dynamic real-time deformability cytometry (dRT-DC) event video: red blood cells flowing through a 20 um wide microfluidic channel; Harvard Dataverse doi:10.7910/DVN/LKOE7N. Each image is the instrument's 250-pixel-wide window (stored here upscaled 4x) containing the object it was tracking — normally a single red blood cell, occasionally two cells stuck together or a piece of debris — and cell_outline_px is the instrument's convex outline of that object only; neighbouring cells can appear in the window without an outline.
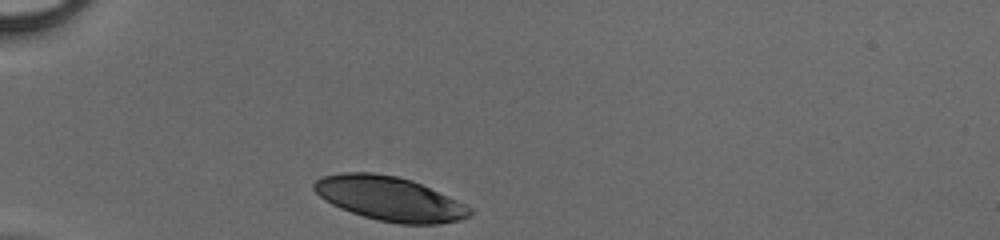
{"species": "human", "species_latin": "Homo sapiens", "temperature_condition": "cold", "stored_images_in_passage": 28, "camera_frame_rate_fps": 3000, "um_per_image_px": 0.085, "donor": {"sex": "male"}, "frame": {"image": 1, "passage_image": 1, "time_ms": 0.0, "image_size_px": [1000, 240], "cell_outline_px": [[476, 212], [460, 220], [440, 224], [400, 224], [380, 220], [364, 216], [340, 208], [324, 200], [312, 188], [312, 184], [320, 176], [340, 172], [372, 172], [396, 176], [412, 180], [456, 200], [472, 208]], "centroid_in_image_um": [33.1, 16.88], "position_along_channel_um": 51.9, "area_um2": 40.11}}
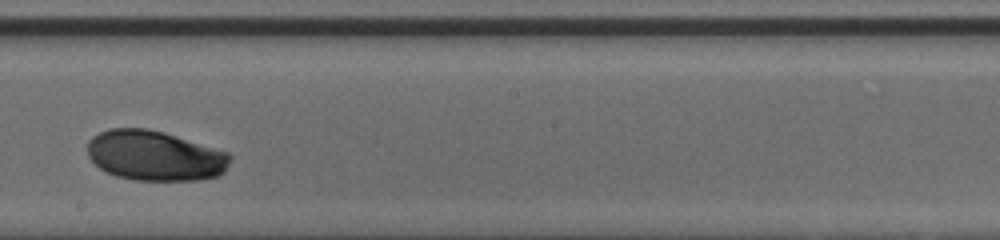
{"frame": {"image": 2, "passage_image": 16, "time_ms": 5.0, "image_size_px": [1000, 240], "cell_outline_px": [[232, 156], [224, 172], [216, 176], [200, 180], [132, 180], [116, 176], [100, 168], [88, 156], [88, 140], [92, 136], [108, 128], [148, 128], [164, 132], [228, 152]], "centroid_in_image_um": [13.15, 13.22], "position_along_channel_um": 235.0, "area_um2": 41.67}}
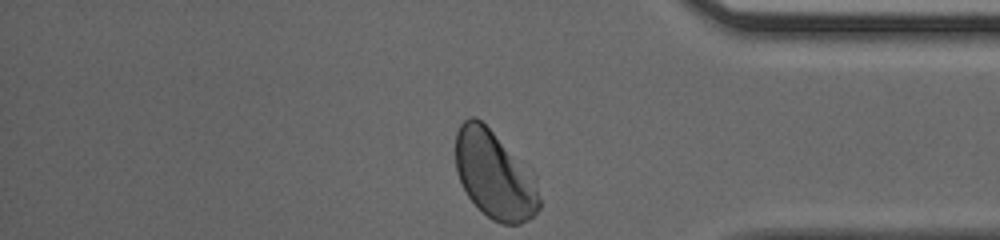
{"frame": {"image": 3, "passage_image": 28, "time_ms": 9.0, "image_size_px": [1000, 240], "cell_outline_px": [[540, 208], [528, 220], [520, 224], [500, 224], [492, 220], [468, 196], [456, 172], [456, 132], [460, 124], [468, 116], [476, 116], [492, 132], [528, 180], [536, 192], [540, 200]], "centroid_in_image_um": [41.88, 14.91], "position_along_channel_um": 393.3, "area_um2": 39.94}}